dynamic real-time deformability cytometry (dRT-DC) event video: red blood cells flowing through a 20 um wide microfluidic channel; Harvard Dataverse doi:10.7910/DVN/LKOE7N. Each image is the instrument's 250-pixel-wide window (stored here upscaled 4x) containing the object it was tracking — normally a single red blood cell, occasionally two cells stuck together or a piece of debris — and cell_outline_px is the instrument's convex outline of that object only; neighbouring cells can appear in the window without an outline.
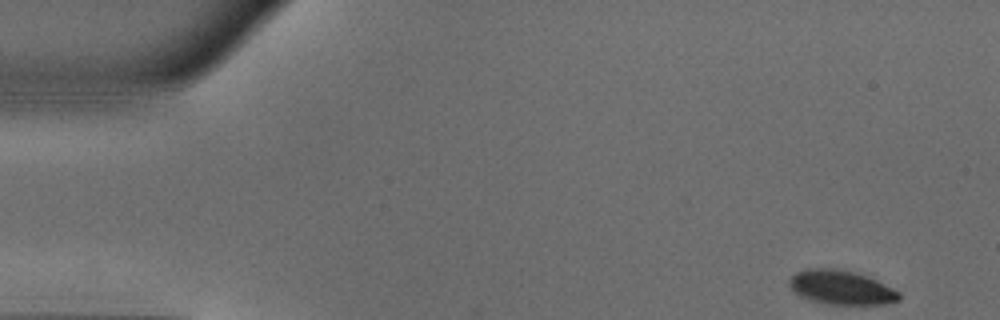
{"species": "common noctule bat (a hibernating species)", "species_latin": "Nyctalus noctula", "temperature_condition": "warm", "stored_images_in_passage": 49, "camera_frame_rate_fps": 3000, "um_per_image_px": 0.085, "animal": {"sex": "male", "body_mass_g": 18.8}, "frame": {"image": 1, "passage_image": 1, "time_ms": 0.0, "image_size_px": [1000, 320], "cell_outline_px": [[900, 300], [884, 304], [828, 304], [812, 300], [800, 296], [788, 284], [788, 280], [796, 272], [808, 268], [832, 268], [856, 272], [868, 276], [900, 292]], "centroid_in_image_um": [71.5, 24.42], "position_along_channel_um": 13.5, "area_um2": 21.73}}
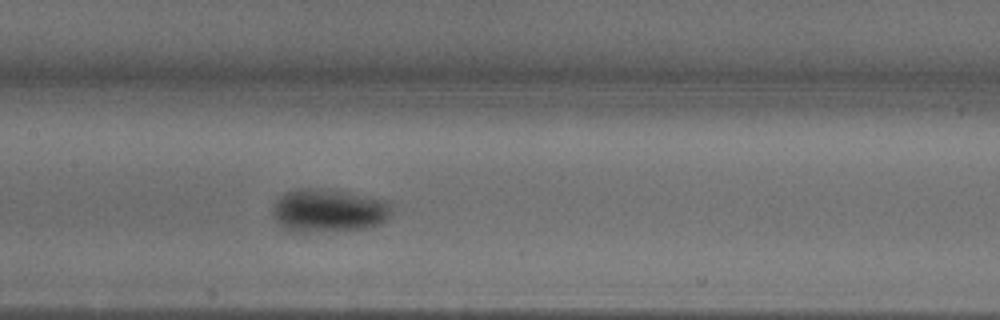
{"frame": {"image": 2, "passage_image": 22, "time_ms": 7.0, "image_size_px": [1000, 320], "cell_outline_px": [[392, 208], [388, 216], [380, 224], [364, 228], [284, 228], [272, 216], [272, 208], [276, 200], [284, 192], [296, 188], [316, 188], [392, 200]], "centroid_in_image_um": [27.96, 17.81], "position_along_channel_um": 179.4, "area_um2": 28.61}}
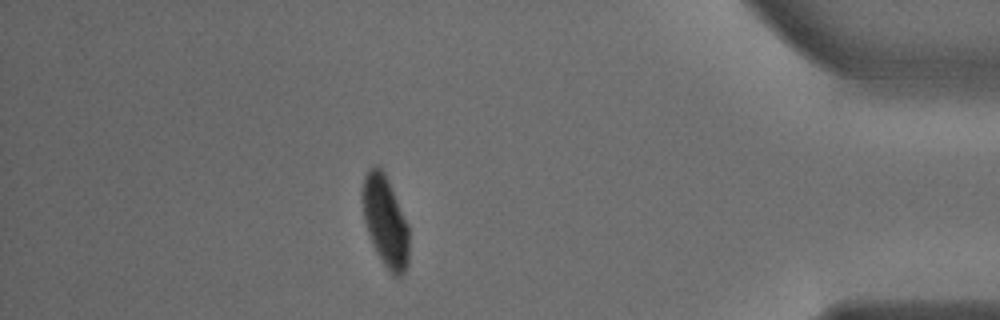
{"frame": {"image": 3, "passage_image": 42, "time_ms": 13.667, "image_size_px": [1000, 320], "cell_outline_px": [[408, 264], [404, 272], [400, 276], [392, 276], [376, 252], [372, 244], [364, 220], [360, 200], [364, 176], [368, 168], [376, 164], [384, 172], [408, 224]], "centroid_in_image_um": [32.72, 18.79], "position_along_channel_um": 402.5, "area_um2": 24.74}, "authors_computed_cell_mechanics": {"area_um2": 25.721, "velocity_mm_per_s": 3.975, "shape_relaxation_time_tau1_ms": 3.5489, "shape_relaxation_time_tau2_ms": null, "deformation_change_tau1": 0.1353, "deformation_change_tau2": null}}